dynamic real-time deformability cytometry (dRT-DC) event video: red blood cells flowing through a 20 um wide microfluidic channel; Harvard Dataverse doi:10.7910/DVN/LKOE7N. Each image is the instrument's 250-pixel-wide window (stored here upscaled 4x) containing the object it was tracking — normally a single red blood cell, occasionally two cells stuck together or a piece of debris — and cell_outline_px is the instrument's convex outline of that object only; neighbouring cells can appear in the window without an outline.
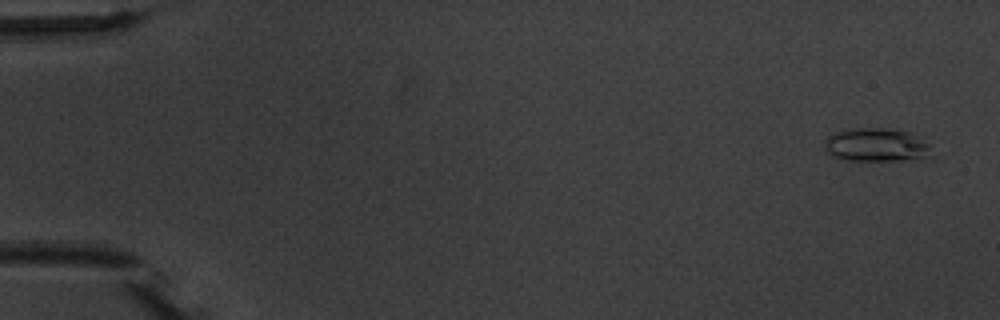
{"species": "common noctule bat (a hibernating species)", "species_latin": "Nyctalus noctula", "temperature_condition": "warm", "stored_images_in_passage": 11, "camera_frame_rate_fps": 3000, "um_per_image_px": 0.085, "animal": {"sex": "male", "body_mass_g": 20.1, "forearm_length_mm": 53.5}, "frame": {"image": 1, "passage_image": 1, "time_ms": 0.0, "image_size_px": [1000, 320], "cell_outline_px": [[936, 156], [912, 160], [844, 160], [832, 156], [824, 148], [824, 140], [828, 136], [836, 132], [856, 128], [888, 128], [912, 132], [928, 144]], "centroid_in_image_um": [74.54, 12.33], "position_along_channel_um": 10.5, "area_um2": 21.21}}
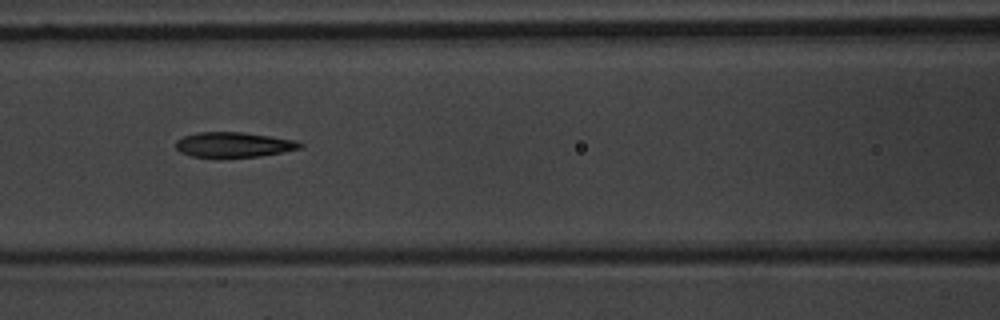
{"frame": {"image": 2, "passage_image": 7, "time_ms": 7.667, "image_size_px": [1000, 320], "cell_outline_px": [[304, 144], [300, 148], [260, 156], [192, 156], [180, 152], [176, 148], [176, 140], [184, 136], [200, 132], [240, 132], [296, 140]], "centroid_in_image_um": [19.85, 12.28], "position_along_channel_um": 146.7, "area_um2": 17.63}}
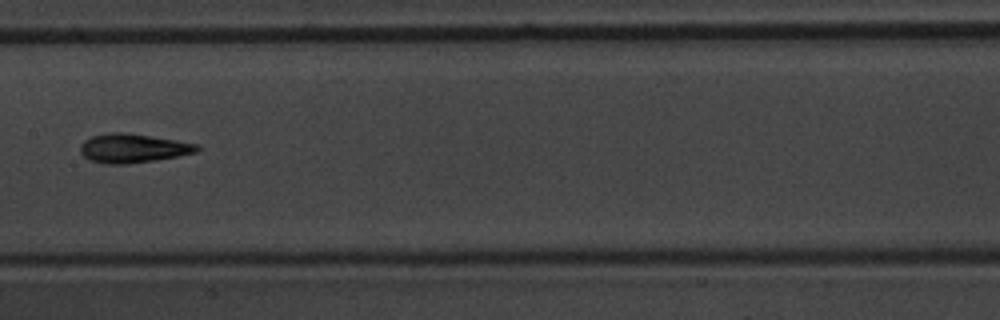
{"frame": {"image": 3, "passage_image": 8, "time_ms": 9.0, "image_size_px": [1000, 320], "cell_outline_px": [[200, 148], [196, 152], [176, 156], [128, 164], [104, 164], [88, 160], [80, 152], [80, 144], [84, 140], [92, 136], [108, 132], [128, 132], [200, 144]], "centroid_in_image_um": [11.26, 12.59], "position_along_channel_um": 196.1, "area_um2": 19.83}}